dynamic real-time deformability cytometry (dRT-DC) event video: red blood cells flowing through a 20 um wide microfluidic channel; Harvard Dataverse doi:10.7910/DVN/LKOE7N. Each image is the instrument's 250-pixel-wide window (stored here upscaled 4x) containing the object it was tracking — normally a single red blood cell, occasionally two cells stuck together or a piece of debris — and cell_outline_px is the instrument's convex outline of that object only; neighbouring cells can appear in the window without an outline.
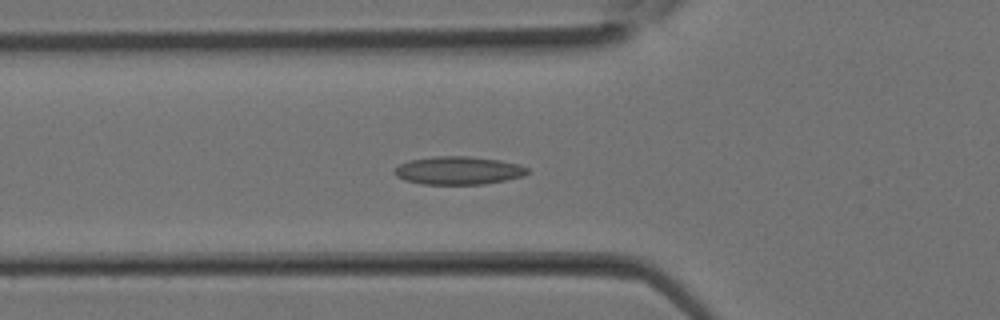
{"species": "Egyptian fruit bat (a non-hibernating species)", "species_latin": "Rousettus aegyptiacus", "temperature_condition": "room temperature", "stored_images_in_passage": 31, "camera_frame_rate_fps": 3000, "um_per_image_px": 0.085, "animal": {"sex": "female"}, "frame": {"image": 1, "passage_image": 11, "time_ms": 3.333, "image_size_px": [1000, 320], "cell_outline_px": [[528, 172], [524, 176], [484, 184], [420, 184], [404, 180], [396, 176], [392, 172], [400, 164], [408, 160], [432, 156], [468, 156], [500, 160], [520, 164], [528, 168]], "centroid_in_image_um": [38.94, 14.49], "position_along_channel_um": 86.9, "area_um2": 21.91}}
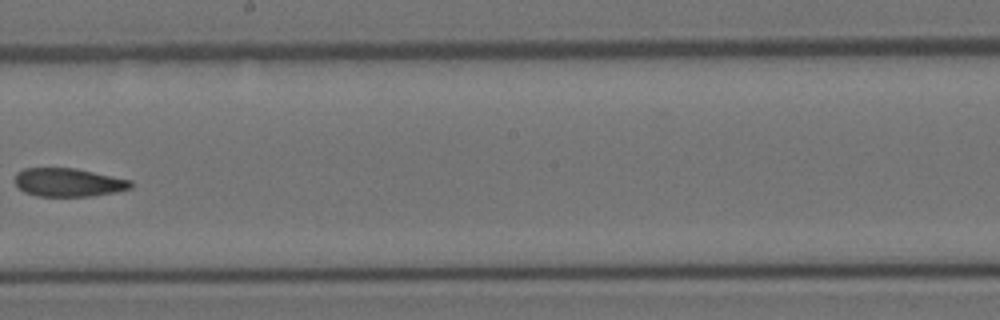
{"frame": {"image": 2, "passage_image": 18, "time_ms": 5.667, "image_size_px": [1000, 320], "cell_outline_px": [[132, 188], [116, 192], [92, 196], [36, 196], [24, 192], [16, 184], [16, 172], [24, 168], [76, 168], [132, 180]], "centroid_in_image_um": [5.84, 15.5], "position_along_channel_um": 242.4, "area_um2": 19.25}}
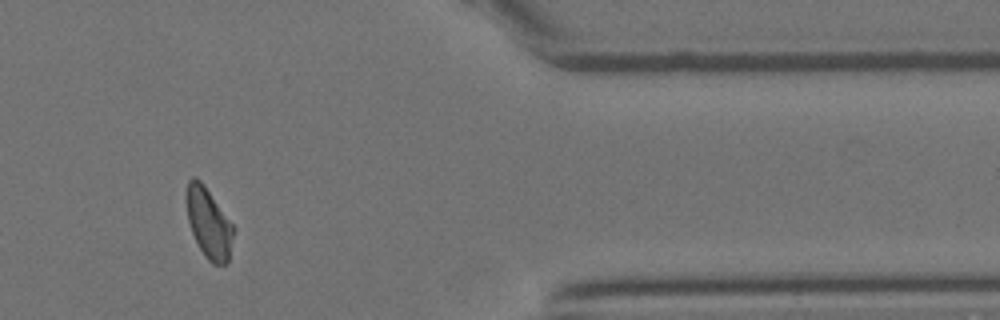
{"frame": {"image": 3, "passage_image": 26, "time_ms": 8.333, "image_size_px": [1000, 320], "cell_outline_px": [[236, 228], [228, 260], [224, 264], [212, 264], [204, 256], [192, 232], [188, 220], [184, 196], [184, 192], [188, 180], [192, 176], [196, 176], [204, 184]], "centroid_in_image_um": [17.72, 18.91], "position_along_channel_um": 393.7, "area_um2": 19.65}}